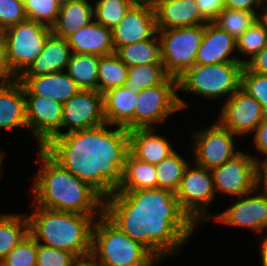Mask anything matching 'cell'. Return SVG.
I'll list each match as a JSON object with an SVG mask.
<instances>
[{
	"label": "cell",
	"mask_w": 267,
	"mask_h": 266,
	"mask_svg": "<svg viewBox=\"0 0 267 266\" xmlns=\"http://www.w3.org/2000/svg\"><path fill=\"white\" fill-rule=\"evenodd\" d=\"M72 55L67 39L51 33L45 41L42 52L20 76H37L66 71Z\"/></svg>",
	"instance_id": "obj_24"
},
{
	"label": "cell",
	"mask_w": 267,
	"mask_h": 266,
	"mask_svg": "<svg viewBox=\"0 0 267 266\" xmlns=\"http://www.w3.org/2000/svg\"><path fill=\"white\" fill-rule=\"evenodd\" d=\"M157 128H138L124 132L117 140L139 160L156 165L175 150L170 141L157 134Z\"/></svg>",
	"instance_id": "obj_18"
},
{
	"label": "cell",
	"mask_w": 267,
	"mask_h": 266,
	"mask_svg": "<svg viewBox=\"0 0 267 266\" xmlns=\"http://www.w3.org/2000/svg\"><path fill=\"white\" fill-rule=\"evenodd\" d=\"M253 144L257 151H259L260 157L264 155V158L252 156L256 163L261 161H267V116L258 124V126L253 131Z\"/></svg>",
	"instance_id": "obj_41"
},
{
	"label": "cell",
	"mask_w": 267,
	"mask_h": 266,
	"mask_svg": "<svg viewBox=\"0 0 267 266\" xmlns=\"http://www.w3.org/2000/svg\"><path fill=\"white\" fill-rule=\"evenodd\" d=\"M193 164L186 167L175 194L183 210L199 226L214 218L207 207L215 200L216 190L212 171Z\"/></svg>",
	"instance_id": "obj_11"
},
{
	"label": "cell",
	"mask_w": 267,
	"mask_h": 266,
	"mask_svg": "<svg viewBox=\"0 0 267 266\" xmlns=\"http://www.w3.org/2000/svg\"><path fill=\"white\" fill-rule=\"evenodd\" d=\"M27 129L22 83L16 78L0 84V130Z\"/></svg>",
	"instance_id": "obj_23"
},
{
	"label": "cell",
	"mask_w": 267,
	"mask_h": 266,
	"mask_svg": "<svg viewBox=\"0 0 267 266\" xmlns=\"http://www.w3.org/2000/svg\"><path fill=\"white\" fill-rule=\"evenodd\" d=\"M192 137V159L196 165L206 169L219 167L242 151L236 148L238 136L217 120L208 127L195 131Z\"/></svg>",
	"instance_id": "obj_13"
},
{
	"label": "cell",
	"mask_w": 267,
	"mask_h": 266,
	"mask_svg": "<svg viewBox=\"0 0 267 266\" xmlns=\"http://www.w3.org/2000/svg\"><path fill=\"white\" fill-rule=\"evenodd\" d=\"M90 255L102 266H158L160 261L141 243L120 231L104 215L95 219Z\"/></svg>",
	"instance_id": "obj_5"
},
{
	"label": "cell",
	"mask_w": 267,
	"mask_h": 266,
	"mask_svg": "<svg viewBox=\"0 0 267 266\" xmlns=\"http://www.w3.org/2000/svg\"><path fill=\"white\" fill-rule=\"evenodd\" d=\"M32 207L33 212L27 213L29 234L39 244L71 252L77 258L90 255L93 225L101 216Z\"/></svg>",
	"instance_id": "obj_4"
},
{
	"label": "cell",
	"mask_w": 267,
	"mask_h": 266,
	"mask_svg": "<svg viewBox=\"0 0 267 266\" xmlns=\"http://www.w3.org/2000/svg\"><path fill=\"white\" fill-rule=\"evenodd\" d=\"M157 30L206 24L196 0H150Z\"/></svg>",
	"instance_id": "obj_22"
},
{
	"label": "cell",
	"mask_w": 267,
	"mask_h": 266,
	"mask_svg": "<svg viewBox=\"0 0 267 266\" xmlns=\"http://www.w3.org/2000/svg\"><path fill=\"white\" fill-rule=\"evenodd\" d=\"M236 51V39L213 22H207L204 24V36L197 51L195 64L240 62L244 65V59L240 58Z\"/></svg>",
	"instance_id": "obj_20"
},
{
	"label": "cell",
	"mask_w": 267,
	"mask_h": 266,
	"mask_svg": "<svg viewBox=\"0 0 267 266\" xmlns=\"http://www.w3.org/2000/svg\"><path fill=\"white\" fill-rule=\"evenodd\" d=\"M170 76L163 64H144L128 67L125 86L136 92L164 83Z\"/></svg>",
	"instance_id": "obj_32"
},
{
	"label": "cell",
	"mask_w": 267,
	"mask_h": 266,
	"mask_svg": "<svg viewBox=\"0 0 267 266\" xmlns=\"http://www.w3.org/2000/svg\"><path fill=\"white\" fill-rule=\"evenodd\" d=\"M90 0H78L61 4L55 24L51 27L55 36L67 39L77 30L94 20L93 3Z\"/></svg>",
	"instance_id": "obj_26"
},
{
	"label": "cell",
	"mask_w": 267,
	"mask_h": 266,
	"mask_svg": "<svg viewBox=\"0 0 267 266\" xmlns=\"http://www.w3.org/2000/svg\"><path fill=\"white\" fill-rule=\"evenodd\" d=\"M201 15L212 22L217 14L224 8L225 0H196Z\"/></svg>",
	"instance_id": "obj_42"
},
{
	"label": "cell",
	"mask_w": 267,
	"mask_h": 266,
	"mask_svg": "<svg viewBox=\"0 0 267 266\" xmlns=\"http://www.w3.org/2000/svg\"><path fill=\"white\" fill-rule=\"evenodd\" d=\"M38 242L28 234L5 258L0 266H36Z\"/></svg>",
	"instance_id": "obj_37"
},
{
	"label": "cell",
	"mask_w": 267,
	"mask_h": 266,
	"mask_svg": "<svg viewBox=\"0 0 267 266\" xmlns=\"http://www.w3.org/2000/svg\"><path fill=\"white\" fill-rule=\"evenodd\" d=\"M266 116L260 103L239 88L223 102L217 121L239 138L253 133Z\"/></svg>",
	"instance_id": "obj_14"
},
{
	"label": "cell",
	"mask_w": 267,
	"mask_h": 266,
	"mask_svg": "<svg viewBox=\"0 0 267 266\" xmlns=\"http://www.w3.org/2000/svg\"><path fill=\"white\" fill-rule=\"evenodd\" d=\"M5 154H6L5 152L0 150V176L2 175V173H1L2 172V167H3L2 164H3V160H4L3 157L5 156Z\"/></svg>",
	"instance_id": "obj_50"
},
{
	"label": "cell",
	"mask_w": 267,
	"mask_h": 266,
	"mask_svg": "<svg viewBox=\"0 0 267 266\" xmlns=\"http://www.w3.org/2000/svg\"><path fill=\"white\" fill-rule=\"evenodd\" d=\"M72 266H102L98 261H96L91 255L77 258Z\"/></svg>",
	"instance_id": "obj_48"
},
{
	"label": "cell",
	"mask_w": 267,
	"mask_h": 266,
	"mask_svg": "<svg viewBox=\"0 0 267 266\" xmlns=\"http://www.w3.org/2000/svg\"><path fill=\"white\" fill-rule=\"evenodd\" d=\"M240 88L255 98L267 114V75L256 74L244 66L241 73Z\"/></svg>",
	"instance_id": "obj_38"
},
{
	"label": "cell",
	"mask_w": 267,
	"mask_h": 266,
	"mask_svg": "<svg viewBox=\"0 0 267 266\" xmlns=\"http://www.w3.org/2000/svg\"><path fill=\"white\" fill-rule=\"evenodd\" d=\"M262 233H265V234L262 238L263 240H261L262 242L259 244L261 245V247H259L260 248L259 257L261 258L262 266H267V229H265L264 232Z\"/></svg>",
	"instance_id": "obj_49"
},
{
	"label": "cell",
	"mask_w": 267,
	"mask_h": 266,
	"mask_svg": "<svg viewBox=\"0 0 267 266\" xmlns=\"http://www.w3.org/2000/svg\"><path fill=\"white\" fill-rule=\"evenodd\" d=\"M245 66L251 72L267 75V44Z\"/></svg>",
	"instance_id": "obj_44"
},
{
	"label": "cell",
	"mask_w": 267,
	"mask_h": 266,
	"mask_svg": "<svg viewBox=\"0 0 267 266\" xmlns=\"http://www.w3.org/2000/svg\"><path fill=\"white\" fill-rule=\"evenodd\" d=\"M114 140L115 136L106 125L103 94L98 90L81 89L63 104L60 149H91L105 153Z\"/></svg>",
	"instance_id": "obj_3"
},
{
	"label": "cell",
	"mask_w": 267,
	"mask_h": 266,
	"mask_svg": "<svg viewBox=\"0 0 267 266\" xmlns=\"http://www.w3.org/2000/svg\"><path fill=\"white\" fill-rule=\"evenodd\" d=\"M97 90L104 94L110 89L123 86L128 78V67L114 52L100 56Z\"/></svg>",
	"instance_id": "obj_30"
},
{
	"label": "cell",
	"mask_w": 267,
	"mask_h": 266,
	"mask_svg": "<svg viewBox=\"0 0 267 266\" xmlns=\"http://www.w3.org/2000/svg\"><path fill=\"white\" fill-rule=\"evenodd\" d=\"M28 20L52 27L58 17L61 3L58 0H23Z\"/></svg>",
	"instance_id": "obj_36"
},
{
	"label": "cell",
	"mask_w": 267,
	"mask_h": 266,
	"mask_svg": "<svg viewBox=\"0 0 267 266\" xmlns=\"http://www.w3.org/2000/svg\"><path fill=\"white\" fill-rule=\"evenodd\" d=\"M93 15L97 23L112 30L135 3L133 0H96Z\"/></svg>",
	"instance_id": "obj_34"
},
{
	"label": "cell",
	"mask_w": 267,
	"mask_h": 266,
	"mask_svg": "<svg viewBox=\"0 0 267 266\" xmlns=\"http://www.w3.org/2000/svg\"><path fill=\"white\" fill-rule=\"evenodd\" d=\"M61 4L71 1H78V0H58Z\"/></svg>",
	"instance_id": "obj_51"
},
{
	"label": "cell",
	"mask_w": 267,
	"mask_h": 266,
	"mask_svg": "<svg viewBox=\"0 0 267 266\" xmlns=\"http://www.w3.org/2000/svg\"><path fill=\"white\" fill-rule=\"evenodd\" d=\"M38 149L32 205L102 216L108 184L106 154L91 149Z\"/></svg>",
	"instance_id": "obj_2"
},
{
	"label": "cell",
	"mask_w": 267,
	"mask_h": 266,
	"mask_svg": "<svg viewBox=\"0 0 267 266\" xmlns=\"http://www.w3.org/2000/svg\"><path fill=\"white\" fill-rule=\"evenodd\" d=\"M2 33L6 40L10 70L18 78L42 52L52 30L44 24L27 19Z\"/></svg>",
	"instance_id": "obj_10"
},
{
	"label": "cell",
	"mask_w": 267,
	"mask_h": 266,
	"mask_svg": "<svg viewBox=\"0 0 267 266\" xmlns=\"http://www.w3.org/2000/svg\"><path fill=\"white\" fill-rule=\"evenodd\" d=\"M256 162L252 155L241 151L223 165L213 168L217 194L240 197L255 190Z\"/></svg>",
	"instance_id": "obj_15"
},
{
	"label": "cell",
	"mask_w": 267,
	"mask_h": 266,
	"mask_svg": "<svg viewBox=\"0 0 267 266\" xmlns=\"http://www.w3.org/2000/svg\"><path fill=\"white\" fill-rule=\"evenodd\" d=\"M135 2H145V1H148V0H133Z\"/></svg>",
	"instance_id": "obj_52"
},
{
	"label": "cell",
	"mask_w": 267,
	"mask_h": 266,
	"mask_svg": "<svg viewBox=\"0 0 267 266\" xmlns=\"http://www.w3.org/2000/svg\"><path fill=\"white\" fill-rule=\"evenodd\" d=\"M0 78L3 80H12L17 78L11 72L8 64L7 45L2 31H0Z\"/></svg>",
	"instance_id": "obj_43"
},
{
	"label": "cell",
	"mask_w": 267,
	"mask_h": 266,
	"mask_svg": "<svg viewBox=\"0 0 267 266\" xmlns=\"http://www.w3.org/2000/svg\"><path fill=\"white\" fill-rule=\"evenodd\" d=\"M27 20L23 0H0V31Z\"/></svg>",
	"instance_id": "obj_40"
},
{
	"label": "cell",
	"mask_w": 267,
	"mask_h": 266,
	"mask_svg": "<svg viewBox=\"0 0 267 266\" xmlns=\"http://www.w3.org/2000/svg\"><path fill=\"white\" fill-rule=\"evenodd\" d=\"M68 45L75 54L109 55L115 52L112 30L95 20L67 38Z\"/></svg>",
	"instance_id": "obj_25"
},
{
	"label": "cell",
	"mask_w": 267,
	"mask_h": 266,
	"mask_svg": "<svg viewBox=\"0 0 267 266\" xmlns=\"http://www.w3.org/2000/svg\"><path fill=\"white\" fill-rule=\"evenodd\" d=\"M28 132L38 148L60 149L63 104L47 97L24 95Z\"/></svg>",
	"instance_id": "obj_12"
},
{
	"label": "cell",
	"mask_w": 267,
	"mask_h": 266,
	"mask_svg": "<svg viewBox=\"0 0 267 266\" xmlns=\"http://www.w3.org/2000/svg\"><path fill=\"white\" fill-rule=\"evenodd\" d=\"M100 56L72 53L66 72L83 90H97Z\"/></svg>",
	"instance_id": "obj_29"
},
{
	"label": "cell",
	"mask_w": 267,
	"mask_h": 266,
	"mask_svg": "<svg viewBox=\"0 0 267 266\" xmlns=\"http://www.w3.org/2000/svg\"><path fill=\"white\" fill-rule=\"evenodd\" d=\"M103 215L160 262L177 256L199 227L175 192L161 188L115 191L107 184Z\"/></svg>",
	"instance_id": "obj_1"
},
{
	"label": "cell",
	"mask_w": 267,
	"mask_h": 266,
	"mask_svg": "<svg viewBox=\"0 0 267 266\" xmlns=\"http://www.w3.org/2000/svg\"><path fill=\"white\" fill-rule=\"evenodd\" d=\"M267 44V31L256 20L236 39L237 54L246 56L244 66Z\"/></svg>",
	"instance_id": "obj_35"
},
{
	"label": "cell",
	"mask_w": 267,
	"mask_h": 266,
	"mask_svg": "<svg viewBox=\"0 0 267 266\" xmlns=\"http://www.w3.org/2000/svg\"><path fill=\"white\" fill-rule=\"evenodd\" d=\"M115 53L127 67L162 64L161 44L157 33L151 39L120 46Z\"/></svg>",
	"instance_id": "obj_27"
},
{
	"label": "cell",
	"mask_w": 267,
	"mask_h": 266,
	"mask_svg": "<svg viewBox=\"0 0 267 266\" xmlns=\"http://www.w3.org/2000/svg\"><path fill=\"white\" fill-rule=\"evenodd\" d=\"M157 33L155 13L150 0L135 2L112 29L115 51L123 45L151 39Z\"/></svg>",
	"instance_id": "obj_17"
},
{
	"label": "cell",
	"mask_w": 267,
	"mask_h": 266,
	"mask_svg": "<svg viewBox=\"0 0 267 266\" xmlns=\"http://www.w3.org/2000/svg\"><path fill=\"white\" fill-rule=\"evenodd\" d=\"M189 163L176 150L155 165L157 188L176 192L180 186L184 171Z\"/></svg>",
	"instance_id": "obj_31"
},
{
	"label": "cell",
	"mask_w": 267,
	"mask_h": 266,
	"mask_svg": "<svg viewBox=\"0 0 267 266\" xmlns=\"http://www.w3.org/2000/svg\"><path fill=\"white\" fill-rule=\"evenodd\" d=\"M29 234L26 213L0 215V262Z\"/></svg>",
	"instance_id": "obj_28"
},
{
	"label": "cell",
	"mask_w": 267,
	"mask_h": 266,
	"mask_svg": "<svg viewBox=\"0 0 267 266\" xmlns=\"http://www.w3.org/2000/svg\"><path fill=\"white\" fill-rule=\"evenodd\" d=\"M178 91V79L173 77L160 85L140 90L135 102L134 129L157 128L170 115L189 106L179 97Z\"/></svg>",
	"instance_id": "obj_7"
},
{
	"label": "cell",
	"mask_w": 267,
	"mask_h": 266,
	"mask_svg": "<svg viewBox=\"0 0 267 266\" xmlns=\"http://www.w3.org/2000/svg\"><path fill=\"white\" fill-rule=\"evenodd\" d=\"M255 190L259 191V194L267 197V161L256 163Z\"/></svg>",
	"instance_id": "obj_45"
},
{
	"label": "cell",
	"mask_w": 267,
	"mask_h": 266,
	"mask_svg": "<svg viewBox=\"0 0 267 266\" xmlns=\"http://www.w3.org/2000/svg\"><path fill=\"white\" fill-rule=\"evenodd\" d=\"M76 259L71 252L38 243L36 266H72Z\"/></svg>",
	"instance_id": "obj_39"
},
{
	"label": "cell",
	"mask_w": 267,
	"mask_h": 266,
	"mask_svg": "<svg viewBox=\"0 0 267 266\" xmlns=\"http://www.w3.org/2000/svg\"><path fill=\"white\" fill-rule=\"evenodd\" d=\"M212 221L236 228L244 227L260 234L267 229V197L256 190L237 197L233 205L215 214Z\"/></svg>",
	"instance_id": "obj_16"
},
{
	"label": "cell",
	"mask_w": 267,
	"mask_h": 266,
	"mask_svg": "<svg viewBox=\"0 0 267 266\" xmlns=\"http://www.w3.org/2000/svg\"><path fill=\"white\" fill-rule=\"evenodd\" d=\"M263 0H225L224 8L246 10L258 14Z\"/></svg>",
	"instance_id": "obj_46"
},
{
	"label": "cell",
	"mask_w": 267,
	"mask_h": 266,
	"mask_svg": "<svg viewBox=\"0 0 267 266\" xmlns=\"http://www.w3.org/2000/svg\"><path fill=\"white\" fill-rule=\"evenodd\" d=\"M243 67L240 62L195 64L178 79V90L203 99L226 101L240 88Z\"/></svg>",
	"instance_id": "obj_6"
},
{
	"label": "cell",
	"mask_w": 267,
	"mask_h": 266,
	"mask_svg": "<svg viewBox=\"0 0 267 266\" xmlns=\"http://www.w3.org/2000/svg\"><path fill=\"white\" fill-rule=\"evenodd\" d=\"M138 92L125 85L103 94L104 116L108 130L118 139L124 132L134 129V111ZM115 126L112 129V126Z\"/></svg>",
	"instance_id": "obj_19"
},
{
	"label": "cell",
	"mask_w": 267,
	"mask_h": 266,
	"mask_svg": "<svg viewBox=\"0 0 267 266\" xmlns=\"http://www.w3.org/2000/svg\"><path fill=\"white\" fill-rule=\"evenodd\" d=\"M161 61L170 77L179 79L193 65L204 36V24L157 30Z\"/></svg>",
	"instance_id": "obj_9"
},
{
	"label": "cell",
	"mask_w": 267,
	"mask_h": 266,
	"mask_svg": "<svg viewBox=\"0 0 267 266\" xmlns=\"http://www.w3.org/2000/svg\"><path fill=\"white\" fill-rule=\"evenodd\" d=\"M24 95L47 97L64 104L81 88L66 71L53 72L37 76H19Z\"/></svg>",
	"instance_id": "obj_21"
},
{
	"label": "cell",
	"mask_w": 267,
	"mask_h": 266,
	"mask_svg": "<svg viewBox=\"0 0 267 266\" xmlns=\"http://www.w3.org/2000/svg\"><path fill=\"white\" fill-rule=\"evenodd\" d=\"M108 184L115 191L157 188L155 165L135 158L117 139L105 152Z\"/></svg>",
	"instance_id": "obj_8"
},
{
	"label": "cell",
	"mask_w": 267,
	"mask_h": 266,
	"mask_svg": "<svg viewBox=\"0 0 267 266\" xmlns=\"http://www.w3.org/2000/svg\"><path fill=\"white\" fill-rule=\"evenodd\" d=\"M257 20V14L246 10L223 8L212 21L235 39Z\"/></svg>",
	"instance_id": "obj_33"
},
{
	"label": "cell",
	"mask_w": 267,
	"mask_h": 266,
	"mask_svg": "<svg viewBox=\"0 0 267 266\" xmlns=\"http://www.w3.org/2000/svg\"><path fill=\"white\" fill-rule=\"evenodd\" d=\"M257 20L267 31V0L262 1V4L258 10Z\"/></svg>",
	"instance_id": "obj_47"
}]
</instances>
